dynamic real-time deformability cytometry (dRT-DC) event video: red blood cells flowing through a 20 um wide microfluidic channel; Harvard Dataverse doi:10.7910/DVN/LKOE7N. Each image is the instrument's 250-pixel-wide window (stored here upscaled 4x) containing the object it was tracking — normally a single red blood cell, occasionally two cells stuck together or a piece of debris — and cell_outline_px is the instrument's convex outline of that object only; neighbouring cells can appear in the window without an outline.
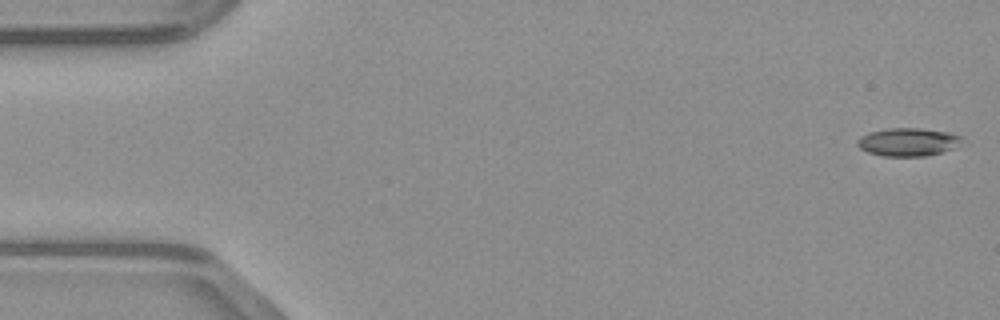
{"species": "common noctule bat (a hibernating species)", "species_latin": "Nyctalus noctula", "temperature_condition": "warm", "stored_images_in_passage": 48, "camera_frame_rate_fps": 3000, "um_per_image_px": 0.085, "animal": {"sex": "male", "body_mass_g": 23.1, "forearm_length_mm": 52.7}, "frame": {"image": 1, "passage_image": 1, "time_ms": 0.0, "image_size_px": [1000, 320], "cell_outline_px": [[964, 140], [960, 144], [944, 152], [924, 156], [884, 156], [868, 152], [860, 148], [856, 144], [856, 140], [860, 136], [868, 132], [888, 128], [920, 128], [948, 132], [960, 136]], "centroid_in_image_um": [77.16, 12.06], "position_along_channel_um": 7.8, "area_um2": 17.22}}
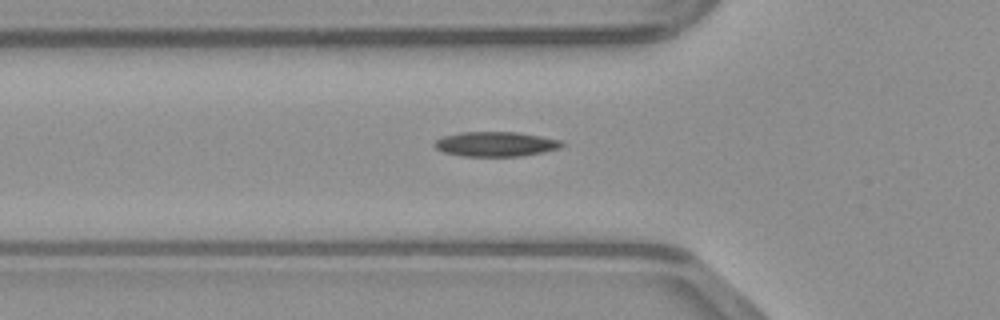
{"frame": {"image": 2, "passage_image": 16, "time_ms": 5.0, "image_size_px": [1000, 320], "cell_outline_px": [[564, 144], [560, 148], [544, 152], [520, 156], [464, 156], [444, 152], [436, 148], [432, 144], [436, 140], [444, 136], [460, 132], [516, 132], [540, 136], [560, 140]], "centroid_in_image_um": [42.13, 12.24], "position_along_channel_um": 83.7, "area_um2": 18.26}}
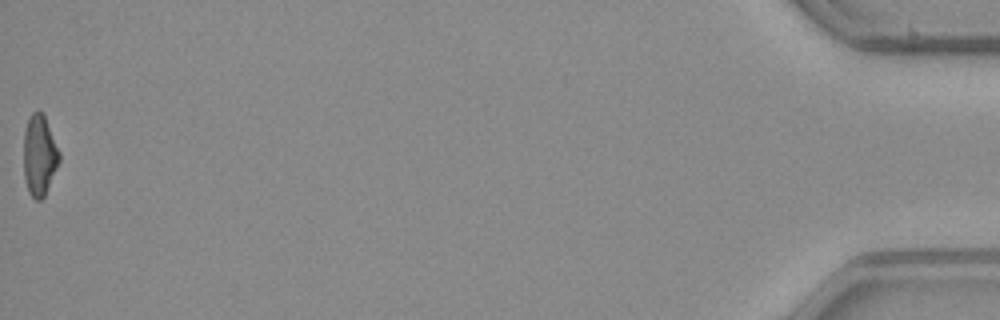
{"frame": {"image": 3, "passage_image": 48, "time_ms": 15.667, "image_size_px": [1000, 320], "cell_outline_px": [[60, 160], [44, 196], [40, 200], [36, 200], [28, 192], [24, 180], [24, 132], [28, 116], [32, 112], [44, 112], [60, 152]], "centroid_in_image_um": [3.35, 13.17], "position_along_channel_um": 431.9, "area_um2": 16.94}}